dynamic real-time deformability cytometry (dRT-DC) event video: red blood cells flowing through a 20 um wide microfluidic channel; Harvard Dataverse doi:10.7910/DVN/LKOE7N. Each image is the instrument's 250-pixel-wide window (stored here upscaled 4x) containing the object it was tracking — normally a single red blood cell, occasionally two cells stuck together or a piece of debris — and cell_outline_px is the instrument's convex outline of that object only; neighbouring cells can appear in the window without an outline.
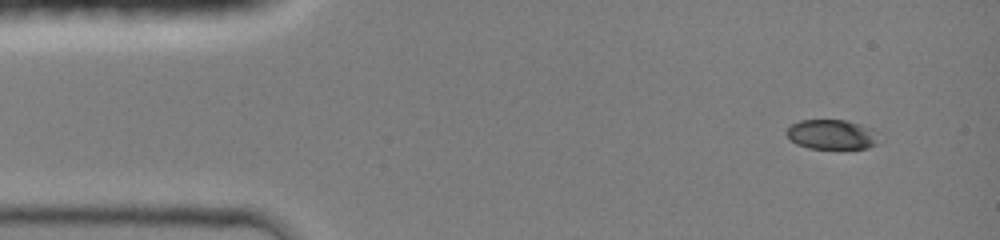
{"species": "common noctule bat (a hibernating species)", "species_latin": "Nyctalus noctula", "temperature_condition": "room temperature", "stored_images_in_passage": 5, "camera_frame_rate_fps": 3000, "um_per_image_px": 0.085, "animal": {"sex": "female", "body_mass_g": 19.0, "forearm_length_mm": 51.5}, "frame": {"image": 1, "passage_image": 1, "time_ms": 0.0, "image_size_px": [1000, 240], "cell_outline_px": [[876, 144], [868, 148], [808, 148], [796, 144], [784, 132], [792, 124], [800, 120], [844, 120], [860, 124], [872, 128]], "centroid_in_image_um": [70.63, 11.42], "position_along_channel_um": 14.4, "area_um2": 15.66}}
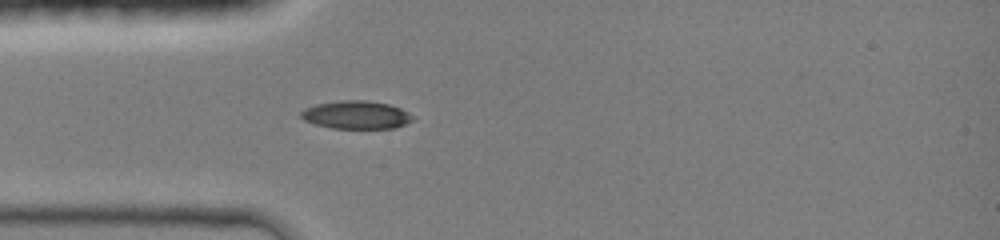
{"frame": {"image": 2, "passage_image": 5, "time_ms": 3.0, "image_size_px": [1000, 240], "cell_outline_px": [[412, 120], [396, 128], [332, 128], [316, 124], [304, 120], [300, 116], [300, 112], [304, 108], [316, 104], [340, 100], [368, 100], [388, 104], [400, 108], [408, 112], [412, 116]], "centroid_in_image_um": [30.25, 9.75], "position_along_channel_um": 54.7, "area_um2": 18.21}}